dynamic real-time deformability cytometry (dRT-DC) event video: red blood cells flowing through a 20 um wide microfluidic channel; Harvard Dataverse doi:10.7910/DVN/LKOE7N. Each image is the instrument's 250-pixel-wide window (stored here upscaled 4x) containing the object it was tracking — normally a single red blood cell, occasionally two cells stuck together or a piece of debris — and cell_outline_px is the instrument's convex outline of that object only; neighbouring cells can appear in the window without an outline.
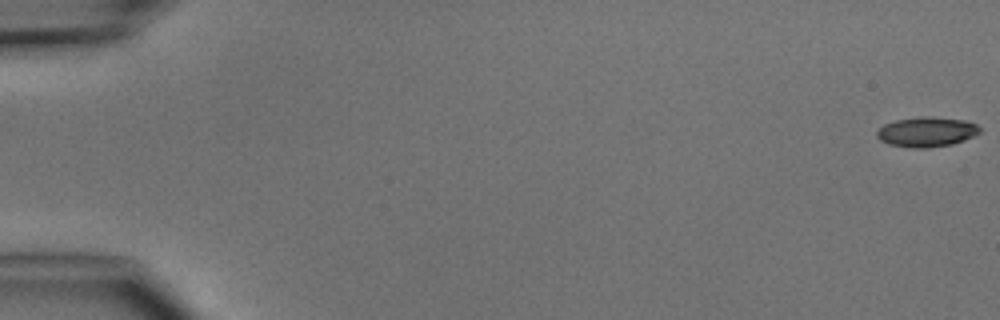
{"species": "common noctule bat (a hibernating species)", "species_latin": "Nyctalus noctula", "temperature_condition": "cold", "stored_images_in_passage": 5, "camera_frame_rate_fps": 3000, "um_per_image_px": 0.085, "animal": {"sex": "male", "body_mass_g": 15.6}, "frame": {"image": 1, "passage_image": 1, "time_ms": 0.0, "image_size_px": [1000, 320], "cell_outline_px": [[980, 132], [964, 140], [952, 144], [928, 148], [912, 148], [888, 144], [880, 140], [876, 136], [876, 132], [884, 124], [896, 120], [920, 116], [932, 116], [964, 120], [976, 124], [980, 128]], "centroid_in_image_um": [78.74, 11.21], "position_along_channel_um": 6.3, "area_um2": 17.98}}
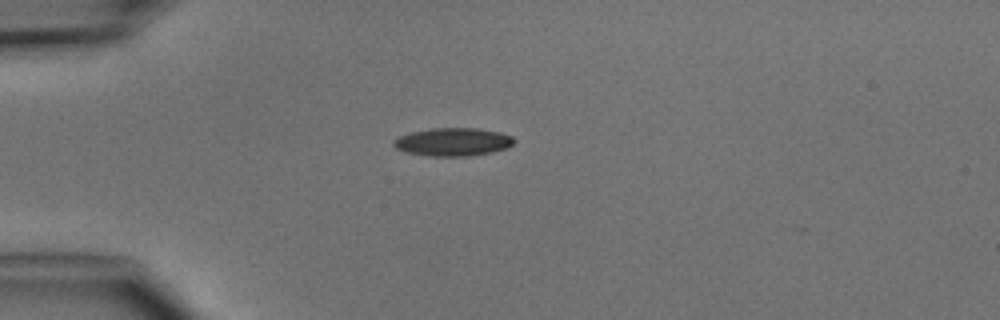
{"frame": {"image": 2, "passage_image": 4, "time_ms": 4.333, "image_size_px": [1000, 320], "cell_outline_px": [[516, 140], [508, 148], [492, 152], [468, 156], [428, 156], [404, 152], [396, 148], [392, 144], [392, 140], [396, 136], [412, 132], [432, 128], [476, 128], [500, 132], [512, 136]], "centroid_in_image_um": [38.47, 12.06], "position_along_channel_um": 46.5, "area_um2": 19.94}}